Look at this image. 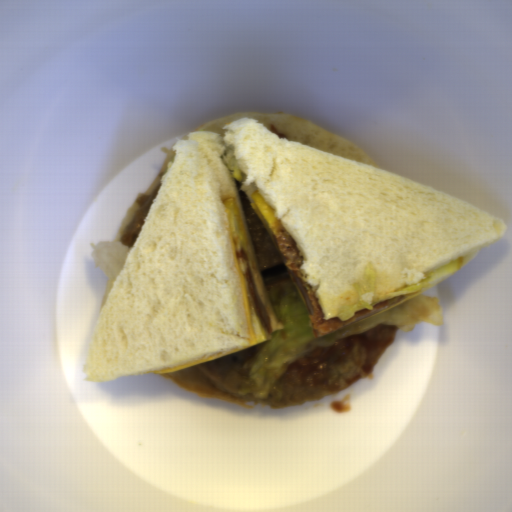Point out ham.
I'll use <instances>...</instances> for the list:
<instances>
[{
    "instance_id": "1",
    "label": "ham",
    "mask_w": 512,
    "mask_h": 512,
    "mask_svg": "<svg viewBox=\"0 0 512 512\" xmlns=\"http://www.w3.org/2000/svg\"><path fill=\"white\" fill-rule=\"evenodd\" d=\"M277 245L282 254L285 266L291 279L296 283L301 292L307 308L308 322L314 339H318L340 329H343L357 321L371 317L397 303L407 296L397 295L392 299L382 301L374 309H360L349 319L342 320L338 316L325 320L319 301L314 294L313 288L301 280L300 269L304 261V256L298 248L294 238L283 227L282 231L276 236Z\"/></svg>"
},
{
    "instance_id": "2",
    "label": "ham",
    "mask_w": 512,
    "mask_h": 512,
    "mask_svg": "<svg viewBox=\"0 0 512 512\" xmlns=\"http://www.w3.org/2000/svg\"><path fill=\"white\" fill-rule=\"evenodd\" d=\"M236 260L246 280L248 292L253 303L254 309L268 334H273L270 314L255 287L251 272L250 261L246 251L243 249L236 251Z\"/></svg>"
}]
</instances>
